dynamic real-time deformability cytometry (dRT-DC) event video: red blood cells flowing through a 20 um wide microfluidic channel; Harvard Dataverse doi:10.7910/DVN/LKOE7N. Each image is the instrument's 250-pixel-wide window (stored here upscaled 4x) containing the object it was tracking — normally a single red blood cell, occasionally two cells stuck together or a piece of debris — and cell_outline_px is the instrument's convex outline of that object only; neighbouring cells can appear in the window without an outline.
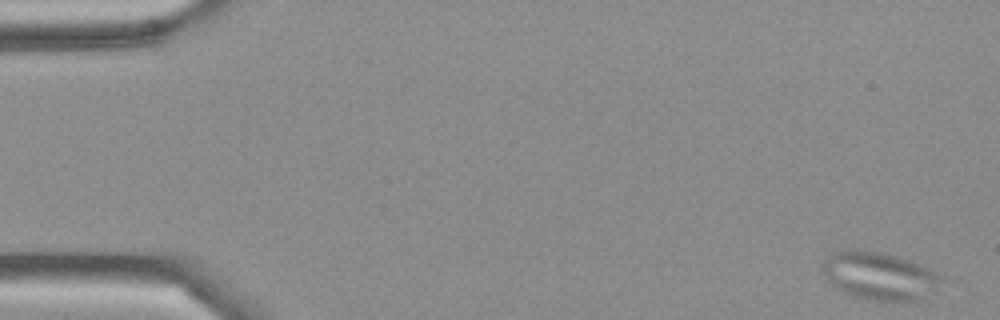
{"species": "Egyptian fruit bat (a non-hibernating species)", "species_latin": "Rousettus aegyptiacus", "temperature_condition": "cold", "stored_images_in_passage": 50, "camera_frame_rate_fps": 3000, "um_per_image_px": 0.085, "frame": {"image": 1, "passage_image": 1, "time_ms": 0.0, "image_size_px": [1000, 320], "cell_outline_px": [[952, 280], [936, 292], [924, 300], [912, 304], [908, 304], [876, 300], [856, 296], [844, 292], [836, 288], [820, 272], [820, 264], [828, 252], [856, 248], [880, 252], [896, 256], [908, 260], [948, 276]], "centroid_in_image_um": [74.88, 23.48], "position_along_channel_um": 10.1, "area_um2": 35.14}}
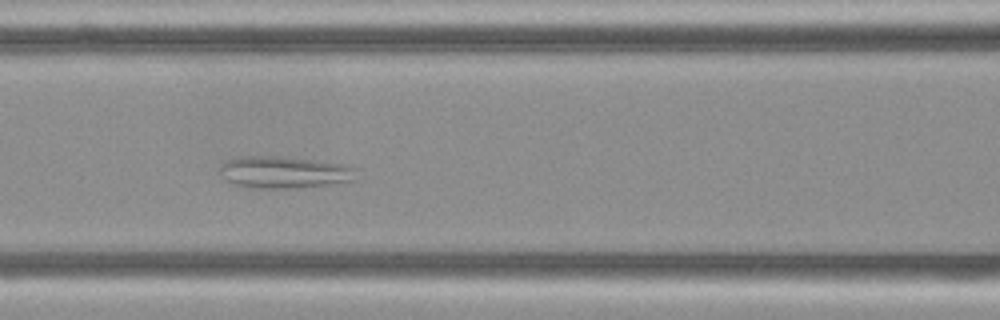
{"frame": {"image": 2, "passage_image": 21, "time_ms": 6.667, "image_size_px": [1000, 320], "cell_outline_px": [[356, 180], [340, 184], [300, 188], [252, 188], [236, 184], [228, 180], [220, 172], [220, 164], [228, 160], [240, 156], [276, 156], [352, 164], [356, 168]], "centroid_in_image_um": [24.28, 14.64], "position_along_channel_um": 142.3, "area_um2": 25.89}}
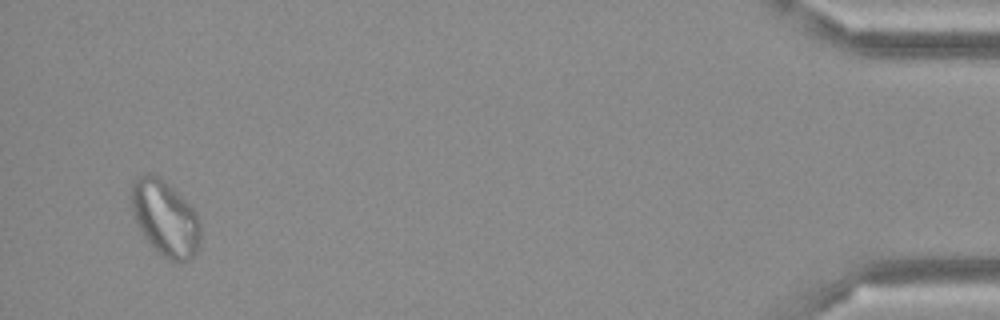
{"frame": {"image": 3, "passage_image": 48, "time_ms": 15.667, "image_size_px": [1000, 320], "cell_outline_px": [[200, 244], [196, 252], [188, 260], [172, 260], [164, 256], [144, 236], [132, 216], [132, 180], [136, 176], [148, 172], [160, 176], [196, 212], [200, 220]], "centroid_in_image_um": [14.03, 18.49], "position_along_channel_um": 421.2, "area_um2": 30.06}}